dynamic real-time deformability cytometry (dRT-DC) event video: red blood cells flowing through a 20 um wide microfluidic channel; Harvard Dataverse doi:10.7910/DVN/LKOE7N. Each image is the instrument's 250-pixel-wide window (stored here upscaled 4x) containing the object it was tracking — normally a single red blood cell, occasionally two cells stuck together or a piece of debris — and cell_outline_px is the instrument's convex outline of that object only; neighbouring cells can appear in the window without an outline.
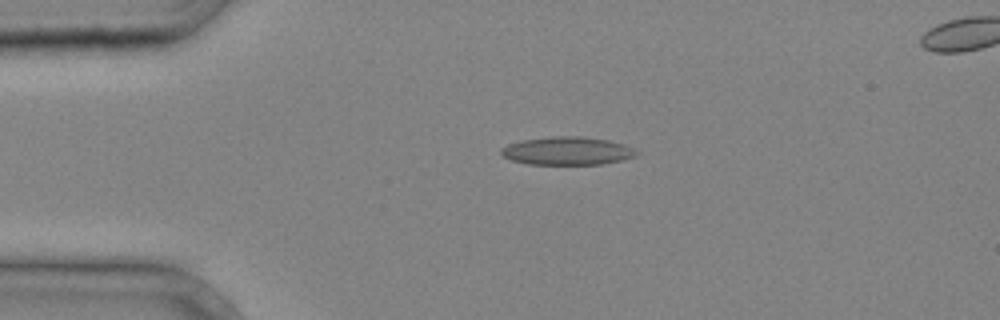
{"species": "common noctule bat (a hibernating species)", "species_latin": "Nyctalus noctula", "temperature_condition": "cold", "stored_images_in_passage": 4, "segment_of_instrument_passage": [1, 2], "camera_frame_rate_fps": 3000, "um_per_image_px": 0.085, "animal": {"sex": "male", "body_mass_g": 20.4}, "frame": {"image": 1, "passage_image": 2, "time_ms": 0.333, "image_size_px": [1000, 320], "cell_outline_px": [[640, 152], [636, 156], [620, 160], [600, 164], [528, 164], [512, 160], [504, 156], [500, 152], [500, 148], [508, 144], [520, 140], [552, 136], [584, 136], [608, 140], [624, 144], [636, 148]], "centroid_in_image_um": [48.24, 12.81], "position_along_channel_um": 36.8, "area_um2": 22.31}}